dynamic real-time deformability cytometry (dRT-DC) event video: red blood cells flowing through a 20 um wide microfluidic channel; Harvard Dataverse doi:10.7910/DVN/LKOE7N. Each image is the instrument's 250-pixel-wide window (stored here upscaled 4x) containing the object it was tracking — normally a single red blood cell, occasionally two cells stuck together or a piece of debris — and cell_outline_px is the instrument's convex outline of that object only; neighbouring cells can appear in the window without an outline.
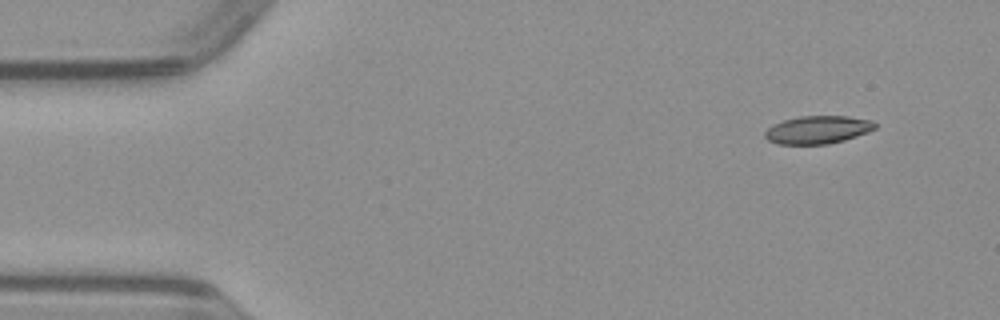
{"species": "common noctule bat (a hibernating species)", "species_latin": "Nyctalus noctula", "temperature_condition": "warm", "stored_images_in_passage": 47, "camera_frame_rate_fps": 3000, "um_per_image_px": 0.085, "animal": {"sex": "male", "body_mass_g": 23.1, "forearm_length_mm": 52.7}, "frame": {"image": 1, "passage_image": 1, "time_ms": 0.0, "image_size_px": [1000, 320], "cell_outline_px": [[876, 128], [868, 132], [844, 140], [828, 144], [776, 144], [768, 140], [764, 136], [764, 132], [772, 124], [784, 120], [800, 116], [848, 116], [872, 120], [876, 124]], "centroid_in_image_um": [69.5, 11.03], "position_along_channel_um": 15.5, "area_um2": 17.98}}
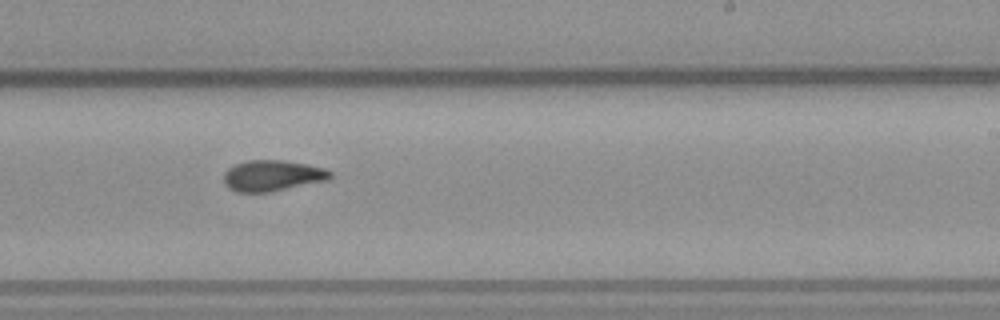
{"frame": {"image": 2, "passage_image": 27, "time_ms": 8.667, "image_size_px": [1000, 320], "cell_outline_px": [[332, 176], [328, 180], [268, 192], [236, 192], [228, 188], [224, 184], [224, 172], [228, 168], [236, 164], [248, 160], [284, 160], [308, 164], [324, 168], [332, 172]], "centroid_in_image_um": [23.14, 14.92], "position_along_channel_um": 265.9, "area_um2": 19.25}}
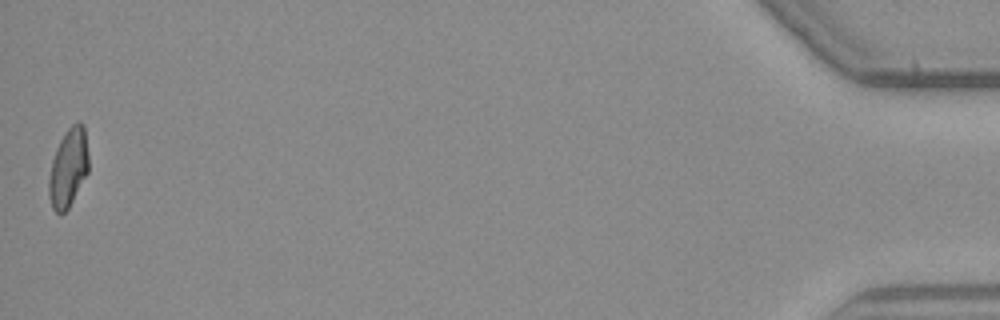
{"frame": {"image": 3, "passage_image": 47, "time_ms": 15.333, "image_size_px": [1000, 320], "cell_outline_px": [[88, 172], [68, 208], [64, 212], [56, 212], [52, 208], [48, 196], [48, 180], [52, 160], [56, 148], [60, 140], [68, 128], [76, 120], [80, 120], [84, 124], [88, 152]], "centroid_in_image_um": [5.81, 14.22], "position_along_channel_um": 429.4, "area_um2": 18.26}}